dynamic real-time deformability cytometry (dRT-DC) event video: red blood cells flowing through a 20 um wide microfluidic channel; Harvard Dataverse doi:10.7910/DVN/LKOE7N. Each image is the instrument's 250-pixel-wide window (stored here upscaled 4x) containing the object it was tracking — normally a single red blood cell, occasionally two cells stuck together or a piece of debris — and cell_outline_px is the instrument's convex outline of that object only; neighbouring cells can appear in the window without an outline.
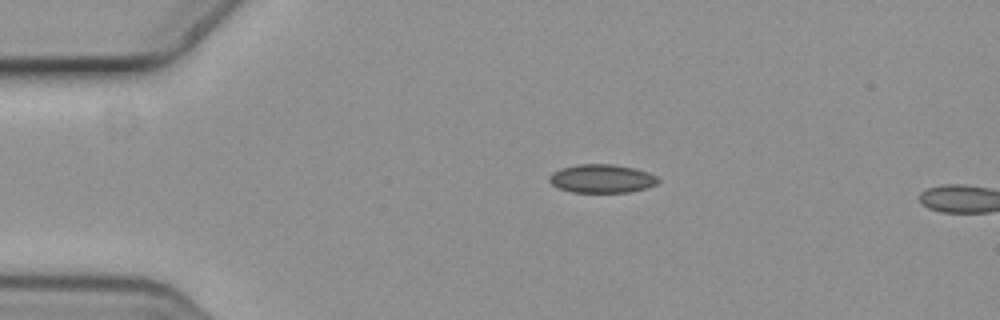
{"species": "common noctule bat (a hibernating species)", "species_latin": "Nyctalus noctula", "temperature_condition": "cold", "stored_images_in_passage": 3, "camera_frame_rate_fps": 3000, "um_per_image_px": 0.085, "animal": {"sex": "female", "body_mass_g": 19.3, "forearm_length_mm": 54.1}, "frame": {"image": 1, "passage_image": 1, "time_ms": 0.0, "image_size_px": [1000, 320], "cell_outline_px": [[660, 180], [656, 184], [648, 188], [628, 192], [572, 192], [560, 188], [552, 184], [548, 180], [548, 176], [552, 172], [560, 168], [580, 164], [612, 164], [632, 168], [648, 172], [656, 176]], "centroid_in_image_um": [51.14, 15.18], "position_along_channel_um": 33.9, "area_um2": 18.03}}
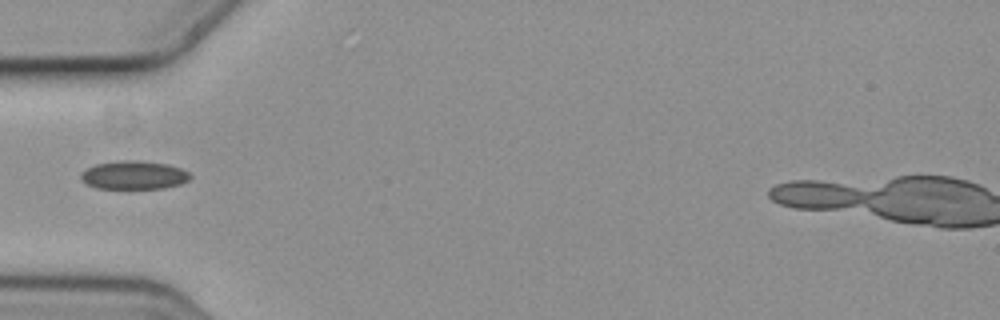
{"frame": {"image": 2, "passage_image": 3, "time_ms": 0.667, "image_size_px": [1000, 320], "cell_outline_px": [[192, 176], [188, 180], [180, 184], [164, 188], [96, 188], [80, 180], [80, 172], [96, 164], [120, 160], [140, 160], [168, 164], [180, 168], [188, 172]], "centroid_in_image_um": [11.37, 14.87], "position_along_channel_um": 73.6, "area_um2": 18.15}}